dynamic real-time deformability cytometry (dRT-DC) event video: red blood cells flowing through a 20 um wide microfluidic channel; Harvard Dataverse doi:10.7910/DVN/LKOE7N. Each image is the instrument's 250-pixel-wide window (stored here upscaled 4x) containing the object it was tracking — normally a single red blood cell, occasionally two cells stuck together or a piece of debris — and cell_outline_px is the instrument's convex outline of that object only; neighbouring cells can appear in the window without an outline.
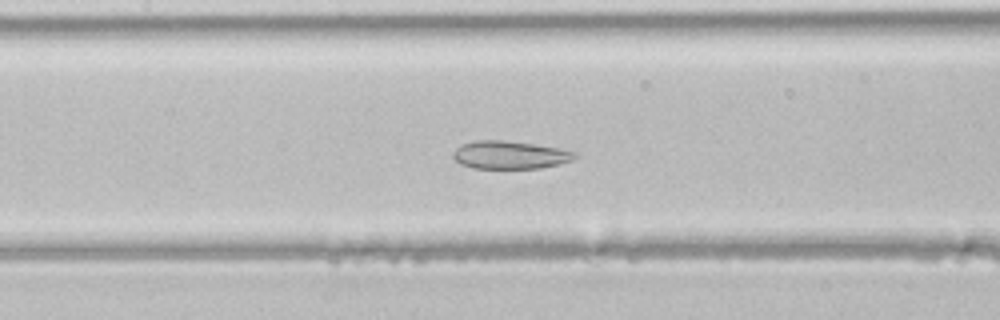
{"species": "common noctule bat (a hibernating species)", "species_latin": "Nyctalus noctula", "temperature_condition": "room temperature", "stored_images_in_passage": 39, "segment_of_instrument_passage": [1, 2], "camera_frame_rate_fps": 3000, "um_per_image_px": 0.085, "animal": {"sex": "male", "body_mass_g": 21.5, "forearm_length_mm": 52.0}, "frame": {"image": 1, "passage_image": 14, "time_ms": 4.333, "image_size_px": [1000, 320], "cell_outline_px": [[580, 156], [572, 160], [560, 164], [540, 168], [472, 168], [460, 164], [452, 156], [452, 152], [460, 144], [476, 140], [504, 140], [560, 148], [580, 152]], "centroid_in_image_um": [43.37, 13.16], "position_along_channel_um": 164.0, "area_um2": 20.11}}
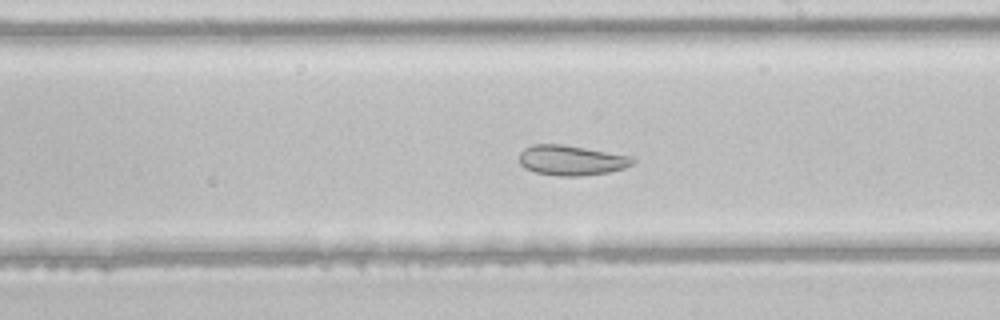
{"frame": {"image": 2, "passage_image": 19, "time_ms": 6.0, "image_size_px": [1000, 320], "cell_outline_px": [[636, 160], [632, 164], [624, 168], [608, 172], [580, 176], [556, 176], [536, 172], [524, 168], [520, 164], [520, 152], [524, 148], [532, 144], [560, 144], [632, 156]], "centroid_in_image_um": [48.55, 13.63], "position_along_channel_um": 240.5, "area_um2": 19.83}}
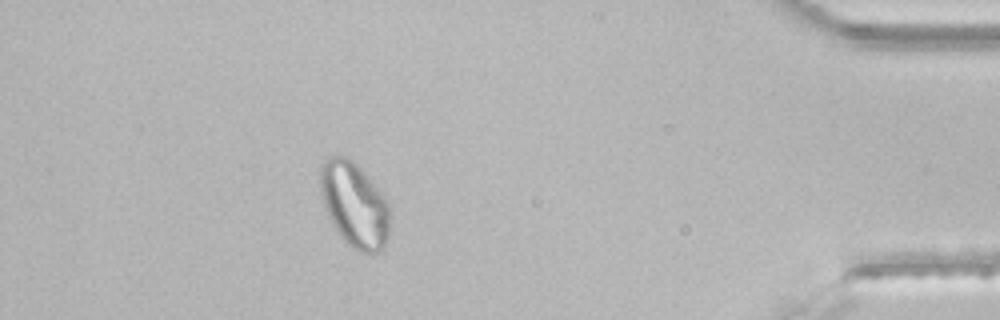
{"frame": {"image": 3, "passage_image": 33, "time_ms": 10.667, "image_size_px": [1000, 320], "cell_outline_px": [[388, 236], [384, 248], [380, 252], [360, 252], [352, 248], [344, 240], [332, 224], [324, 208], [320, 192], [320, 164], [328, 156], [344, 156], [352, 160], [360, 168], [384, 196], [388, 204]], "centroid_in_image_um": [30.09, 17.39], "position_along_channel_um": 405.1, "area_um2": 34.33}}